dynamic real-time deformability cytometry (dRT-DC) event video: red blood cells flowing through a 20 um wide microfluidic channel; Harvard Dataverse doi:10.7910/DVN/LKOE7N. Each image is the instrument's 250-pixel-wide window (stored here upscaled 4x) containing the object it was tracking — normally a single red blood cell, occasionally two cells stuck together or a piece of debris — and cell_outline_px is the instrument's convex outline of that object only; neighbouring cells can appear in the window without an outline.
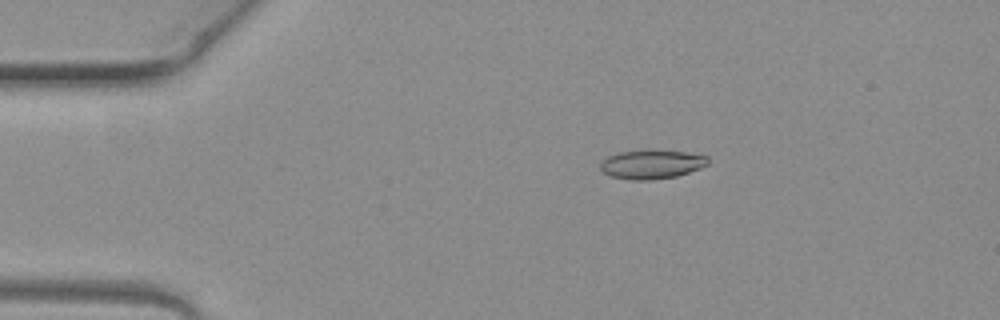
{"species": "common noctule bat (a hibernating species)", "species_latin": "Nyctalus noctula", "temperature_condition": "warm", "stored_images_in_passage": 5, "camera_frame_rate_fps": 3000, "um_per_image_px": 0.085, "animal": {"sex": "female", "body_mass_g": 19.3, "forearm_length_mm": 54.1}, "frame": {"image": 1, "passage_image": 3, "time_ms": 0.667, "image_size_px": [1000, 320], "cell_outline_px": [[708, 164], [700, 168], [676, 176], [648, 180], [628, 180], [612, 176], [604, 172], [600, 168], [600, 164], [608, 156], [620, 152], [648, 148], [684, 152], [708, 156]], "centroid_in_image_um": [55.38, 13.94], "position_along_channel_um": 29.6, "area_um2": 18.32}}
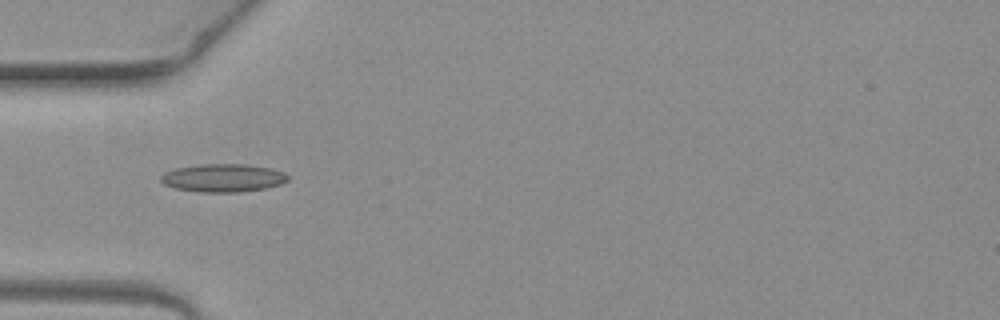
{"frame": {"image": 2, "passage_image": 5, "time_ms": 1.333, "image_size_px": [1000, 320], "cell_outline_px": [[288, 180], [280, 184], [264, 188], [240, 192], [200, 192], [176, 188], [164, 184], [160, 180], [160, 176], [164, 172], [176, 168], [200, 164], [248, 164], [268, 168], [284, 172], [288, 176]], "centroid_in_image_um": [18.94, 15.12], "position_along_channel_um": 66.1, "area_um2": 20.69}}